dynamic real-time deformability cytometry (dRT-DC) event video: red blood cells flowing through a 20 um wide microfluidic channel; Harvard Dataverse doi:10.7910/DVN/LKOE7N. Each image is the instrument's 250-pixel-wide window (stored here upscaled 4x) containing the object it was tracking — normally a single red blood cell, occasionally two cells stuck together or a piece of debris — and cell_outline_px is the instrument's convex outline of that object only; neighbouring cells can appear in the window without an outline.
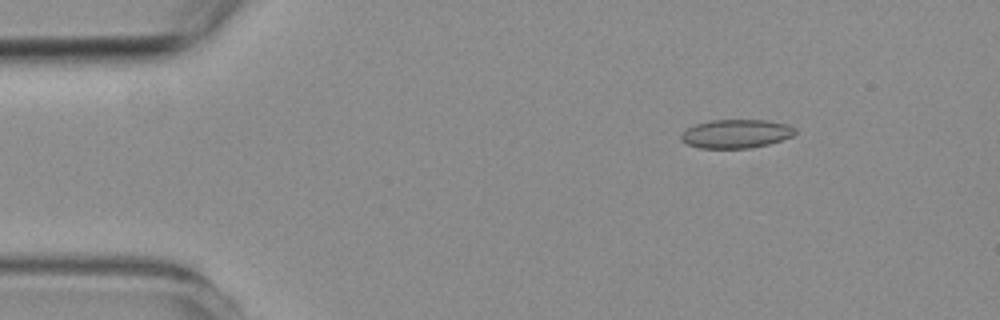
{"species": "common noctule bat (a hibernating species)", "species_latin": "Nyctalus noctula", "temperature_condition": "room temperature", "stored_images_in_passage": 4, "camera_frame_rate_fps": 3000, "um_per_image_px": 0.085, "animal": {"sex": "female", "body_mass_g": 19.3, "forearm_length_mm": 54.1}, "frame": {"image": 1, "passage_image": 2, "time_ms": 1.0, "image_size_px": [1000, 320], "cell_outline_px": [[796, 132], [792, 136], [768, 144], [748, 148], [700, 148], [688, 144], [680, 140], [680, 136], [688, 128], [696, 124], [712, 120], [768, 120], [788, 124], [796, 128]], "centroid_in_image_um": [62.58, 11.36], "position_along_channel_um": 22.4, "area_um2": 18.96}}